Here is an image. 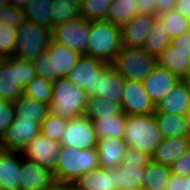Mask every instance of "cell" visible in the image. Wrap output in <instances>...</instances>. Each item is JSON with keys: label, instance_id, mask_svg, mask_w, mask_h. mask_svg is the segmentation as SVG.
I'll return each mask as SVG.
<instances>
[{"label": "cell", "instance_id": "cell-1", "mask_svg": "<svg viewBox=\"0 0 190 190\" xmlns=\"http://www.w3.org/2000/svg\"><path fill=\"white\" fill-rule=\"evenodd\" d=\"M99 167L96 148L80 150L61 146L53 175L56 182L72 185L81 175Z\"/></svg>", "mask_w": 190, "mask_h": 190}, {"label": "cell", "instance_id": "cell-2", "mask_svg": "<svg viewBox=\"0 0 190 190\" xmlns=\"http://www.w3.org/2000/svg\"><path fill=\"white\" fill-rule=\"evenodd\" d=\"M120 27L110 21H90L86 56L111 64L122 49Z\"/></svg>", "mask_w": 190, "mask_h": 190}, {"label": "cell", "instance_id": "cell-3", "mask_svg": "<svg viewBox=\"0 0 190 190\" xmlns=\"http://www.w3.org/2000/svg\"><path fill=\"white\" fill-rule=\"evenodd\" d=\"M36 76L34 65L16 56L0 60V100L14 102Z\"/></svg>", "mask_w": 190, "mask_h": 190}, {"label": "cell", "instance_id": "cell-4", "mask_svg": "<svg viewBox=\"0 0 190 190\" xmlns=\"http://www.w3.org/2000/svg\"><path fill=\"white\" fill-rule=\"evenodd\" d=\"M87 99L85 90L74 85L66 77H59L52 82L50 112L65 120L78 118L84 115Z\"/></svg>", "mask_w": 190, "mask_h": 190}, {"label": "cell", "instance_id": "cell-5", "mask_svg": "<svg viewBox=\"0 0 190 190\" xmlns=\"http://www.w3.org/2000/svg\"><path fill=\"white\" fill-rule=\"evenodd\" d=\"M123 139L129 148L151 157L162 142L154 114L127 115Z\"/></svg>", "mask_w": 190, "mask_h": 190}, {"label": "cell", "instance_id": "cell-6", "mask_svg": "<svg viewBox=\"0 0 190 190\" xmlns=\"http://www.w3.org/2000/svg\"><path fill=\"white\" fill-rule=\"evenodd\" d=\"M124 80L143 81L158 65L157 58L143 48L123 46L110 64Z\"/></svg>", "mask_w": 190, "mask_h": 190}, {"label": "cell", "instance_id": "cell-7", "mask_svg": "<svg viewBox=\"0 0 190 190\" xmlns=\"http://www.w3.org/2000/svg\"><path fill=\"white\" fill-rule=\"evenodd\" d=\"M51 40V29L25 20L17 28L15 56L32 62L48 50Z\"/></svg>", "mask_w": 190, "mask_h": 190}, {"label": "cell", "instance_id": "cell-8", "mask_svg": "<svg viewBox=\"0 0 190 190\" xmlns=\"http://www.w3.org/2000/svg\"><path fill=\"white\" fill-rule=\"evenodd\" d=\"M150 159L146 153L128 148L122 163L116 167V189L138 190L144 187L146 165Z\"/></svg>", "mask_w": 190, "mask_h": 190}, {"label": "cell", "instance_id": "cell-9", "mask_svg": "<svg viewBox=\"0 0 190 190\" xmlns=\"http://www.w3.org/2000/svg\"><path fill=\"white\" fill-rule=\"evenodd\" d=\"M89 31L90 20L79 15L57 23L52 29V40L68 46L80 55H86Z\"/></svg>", "mask_w": 190, "mask_h": 190}, {"label": "cell", "instance_id": "cell-10", "mask_svg": "<svg viewBox=\"0 0 190 190\" xmlns=\"http://www.w3.org/2000/svg\"><path fill=\"white\" fill-rule=\"evenodd\" d=\"M109 65L99 59L81 55L66 78L74 85L85 90L88 97L96 98L97 80L101 78L103 71Z\"/></svg>", "mask_w": 190, "mask_h": 190}, {"label": "cell", "instance_id": "cell-11", "mask_svg": "<svg viewBox=\"0 0 190 190\" xmlns=\"http://www.w3.org/2000/svg\"><path fill=\"white\" fill-rule=\"evenodd\" d=\"M60 145L80 150L96 148L97 137L92 120L84 115L67 120Z\"/></svg>", "mask_w": 190, "mask_h": 190}, {"label": "cell", "instance_id": "cell-12", "mask_svg": "<svg viewBox=\"0 0 190 190\" xmlns=\"http://www.w3.org/2000/svg\"><path fill=\"white\" fill-rule=\"evenodd\" d=\"M40 122L14 116L11 126L1 137L6 151L22 152L29 142L40 134Z\"/></svg>", "mask_w": 190, "mask_h": 190}, {"label": "cell", "instance_id": "cell-13", "mask_svg": "<svg viewBox=\"0 0 190 190\" xmlns=\"http://www.w3.org/2000/svg\"><path fill=\"white\" fill-rule=\"evenodd\" d=\"M121 110L126 115L153 114L155 105L144 89L142 81L125 80Z\"/></svg>", "mask_w": 190, "mask_h": 190}, {"label": "cell", "instance_id": "cell-14", "mask_svg": "<svg viewBox=\"0 0 190 190\" xmlns=\"http://www.w3.org/2000/svg\"><path fill=\"white\" fill-rule=\"evenodd\" d=\"M60 148V143L39 134L29 142L22 154L24 158L35 161L44 168L54 172Z\"/></svg>", "mask_w": 190, "mask_h": 190}, {"label": "cell", "instance_id": "cell-15", "mask_svg": "<svg viewBox=\"0 0 190 190\" xmlns=\"http://www.w3.org/2000/svg\"><path fill=\"white\" fill-rule=\"evenodd\" d=\"M55 182L53 172L27 158H22L20 190H44Z\"/></svg>", "mask_w": 190, "mask_h": 190}, {"label": "cell", "instance_id": "cell-16", "mask_svg": "<svg viewBox=\"0 0 190 190\" xmlns=\"http://www.w3.org/2000/svg\"><path fill=\"white\" fill-rule=\"evenodd\" d=\"M47 51L50 54L51 82L66 77L81 56L68 46L53 40Z\"/></svg>", "mask_w": 190, "mask_h": 190}, {"label": "cell", "instance_id": "cell-17", "mask_svg": "<svg viewBox=\"0 0 190 190\" xmlns=\"http://www.w3.org/2000/svg\"><path fill=\"white\" fill-rule=\"evenodd\" d=\"M179 81L180 79L167 68L157 65L142 83L151 101L156 105Z\"/></svg>", "mask_w": 190, "mask_h": 190}, {"label": "cell", "instance_id": "cell-18", "mask_svg": "<svg viewBox=\"0 0 190 190\" xmlns=\"http://www.w3.org/2000/svg\"><path fill=\"white\" fill-rule=\"evenodd\" d=\"M154 16L136 14L120 27L122 46L143 48Z\"/></svg>", "mask_w": 190, "mask_h": 190}, {"label": "cell", "instance_id": "cell-19", "mask_svg": "<svg viewBox=\"0 0 190 190\" xmlns=\"http://www.w3.org/2000/svg\"><path fill=\"white\" fill-rule=\"evenodd\" d=\"M190 110V98L187 81L180 80L155 105L154 112L186 115Z\"/></svg>", "mask_w": 190, "mask_h": 190}, {"label": "cell", "instance_id": "cell-20", "mask_svg": "<svg viewBox=\"0 0 190 190\" xmlns=\"http://www.w3.org/2000/svg\"><path fill=\"white\" fill-rule=\"evenodd\" d=\"M23 154L18 151H5L0 158V188L20 190V175Z\"/></svg>", "mask_w": 190, "mask_h": 190}, {"label": "cell", "instance_id": "cell-21", "mask_svg": "<svg viewBox=\"0 0 190 190\" xmlns=\"http://www.w3.org/2000/svg\"><path fill=\"white\" fill-rule=\"evenodd\" d=\"M124 139L106 137L97 140V154L100 167L114 169L118 167L128 149Z\"/></svg>", "mask_w": 190, "mask_h": 190}, {"label": "cell", "instance_id": "cell-22", "mask_svg": "<svg viewBox=\"0 0 190 190\" xmlns=\"http://www.w3.org/2000/svg\"><path fill=\"white\" fill-rule=\"evenodd\" d=\"M72 186L76 190H117L116 168L104 169L99 167L94 171L84 173Z\"/></svg>", "mask_w": 190, "mask_h": 190}, {"label": "cell", "instance_id": "cell-23", "mask_svg": "<svg viewBox=\"0 0 190 190\" xmlns=\"http://www.w3.org/2000/svg\"><path fill=\"white\" fill-rule=\"evenodd\" d=\"M158 65L167 68L180 80L190 75V51L177 50L170 44L158 57Z\"/></svg>", "mask_w": 190, "mask_h": 190}, {"label": "cell", "instance_id": "cell-24", "mask_svg": "<svg viewBox=\"0 0 190 190\" xmlns=\"http://www.w3.org/2000/svg\"><path fill=\"white\" fill-rule=\"evenodd\" d=\"M125 80L122 76L109 65L98 78L96 84V97H102L105 100H113L121 103Z\"/></svg>", "mask_w": 190, "mask_h": 190}, {"label": "cell", "instance_id": "cell-25", "mask_svg": "<svg viewBox=\"0 0 190 190\" xmlns=\"http://www.w3.org/2000/svg\"><path fill=\"white\" fill-rule=\"evenodd\" d=\"M190 147V137L175 136L162 139L151 159L164 165H172Z\"/></svg>", "mask_w": 190, "mask_h": 190}, {"label": "cell", "instance_id": "cell-26", "mask_svg": "<svg viewBox=\"0 0 190 190\" xmlns=\"http://www.w3.org/2000/svg\"><path fill=\"white\" fill-rule=\"evenodd\" d=\"M162 139L175 136L190 137V130L185 115L153 113Z\"/></svg>", "mask_w": 190, "mask_h": 190}, {"label": "cell", "instance_id": "cell-27", "mask_svg": "<svg viewBox=\"0 0 190 190\" xmlns=\"http://www.w3.org/2000/svg\"><path fill=\"white\" fill-rule=\"evenodd\" d=\"M53 0H30L22 8L25 20L37 23L47 29H53L52 21Z\"/></svg>", "mask_w": 190, "mask_h": 190}, {"label": "cell", "instance_id": "cell-28", "mask_svg": "<svg viewBox=\"0 0 190 190\" xmlns=\"http://www.w3.org/2000/svg\"><path fill=\"white\" fill-rule=\"evenodd\" d=\"M12 103L15 116L20 119L38 121L41 123L50 112L49 104L31 99L24 94Z\"/></svg>", "mask_w": 190, "mask_h": 190}, {"label": "cell", "instance_id": "cell-29", "mask_svg": "<svg viewBox=\"0 0 190 190\" xmlns=\"http://www.w3.org/2000/svg\"><path fill=\"white\" fill-rule=\"evenodd\" d=\"M126 114L123 112L100 119H92L97 140L106 137L124 138Z\"/></svg>", "mask_w": 190, "mask_h": 190}, {"label": "cell", "instance_id": "cell-30", "mask_svg": "<svg viewBox=\"0 0 190 190\" xmlns=\"http://www.w3.org/2000/svg\"><path fill=\"white\" fill-rule=\"evenodd\" d=\"M171 44V39L164 29L162 21L156 16L151 29L146 35L143 49L156 58Z\"/></svg>", "mask_w": 190, "mask_h": 190}, {"label": "cell", "instance_id": "cell-31", "mask_svg": "<svg viewBox=\"0 0 190 190\" xmlns=\"http://www.w3.org/2000/svg\"><path fill=\"white\" fill-rule=\"evenodd\" d=\"M171 167L150 159L146 165L144 187L149 190H165Z\"/></svg>", "mask_w": 190, "mask_h": 190}, {"label": "cell", "instance_id": "cell-32", "mask_svg": "<svg viewBox=\"0 0 190 190\" xmlns=\"http://www.w3.org/2000/svg\"><path fill=\"white\" fill-rule=\"evenodd\" d=\"M121 104L113 100H105L102 97H88L84 116L92 119H100L121 113Z\"/></svg>", "mask_w": 190, "mask_h": 190}, {"label": "cell", "instance_id": "cell-33", "mask_svg": "<svg viewBox=\"0 0 190 190\" xmlns=\"http://www.w3.org/2000/svg\"><path fill=\"white\" fill-rule=\"evenodd\" d=\"M137 13V0H114L109 7L107 19L121 27Z\"/></svg>", "mask_w": 190, "mask_h": 190}, {"label": "cell", "instance_id": "cell-34", "mask_svg": "<svg viewBox=\"0 0 190 190\" xmlns=\"http://www.w3.org/2000/svg\"><path fill=\"white\" fill-rule=\"evenodd\" d=\"M157 17L162 21L171 40L190 30V21L176 9L157 15Z\"/></svg>", "mask_w": 190, "mask_h": 190}, {"label": "cell", "instance_id": "cell-35", "mask_svg": "<svg viewBox=\"0 0 190 190\" xmlns=\"http://www.w3.org/2000/svg\"><path fill=\"white\" fill-rule=\"evenodd\" d=\"M23 94L31 99L50 105L52 101V82L36 75L35 78L23 88Z\"/></svg>", "mask_w": 190, "mask_h": 190}, {"label": "cell", "instance_id": "cell-36", "mask_svg": "<svg viewBox=\"0 0 190 190\" xmlns=\"http://www.w3.org/2000/svg\"><path fill=\"white\" fill-rule=\"evenodd\" d=\"M66 124L67 120L49 112L40 124V134L60 143Z\"/></svg>", "mask_w": 190, "mask_h": 190}, {"label": "cell", "instance_id": "cell-37", "mask_svg": "<svg viewBox=\"0 0 190 190\" xmlns=\"http://www.w3.org/2000/svg\"><path fill=\"white\" fill-rule=\"evenodd\" d=\"M114 0H83L80 7V15L87 20H104L110 5Z\"/></svg>", "mask_w": 190, "mask_h": 190}, {"label": "cell", "instance_id": "cell-38", "mask_svg": "<svg viewBox=\"0 0 190 190\" xmlns=\"http://www.w3.org/2000/svg\"><path fill=\"white\" fill-rule=\"evenodd\" d=\"M80 15V8L70 0H53L52 21L57 23L67 21Z\"/></svg>", "mask_w": 190, "mask_h": 190}, {"label": "cell", "instance_id": "cell-39", "mask_svg": "<svg viewBox=\"0 0 190 190\" xmlns=\"http://www.w3.org/2000/svg\"><path fill=\"white\" fill-rule=\"evenodd\" d=\"M17 38V29L0 25V58H10L15 56V45Z\"/></svg>", "mask_w": 190, "mask_h": 190}, {"label": "cell", "instance_id": "cell-40", "mask_svg": "<svg viewBox=\"0 0 190 190\" xmlns=\"http://www.w3.org/2000/svg\"><path fill=\"white\" fill-rule=\"evenodd\" d=\"M23 21H25V17L21 9L0 0V25L6 24L8 27L17 29Z\"/></svg>", "mask_w": 190, "mask_h": 190}, {"label": "cell", "instance_id": "cell-41", "mask_svg": "<svg viewBox=\"0 0 190 190\" xmlns=\"http://www.w3.org/2000/svg\"><path fill=\"white\" fill-rule=\"evenodd\" d=\"M14 116L13 103L11 101L0 100V137L11 126Z\"/></svg>", "mask_w": 190, "mask_h": 190}, {"label": "cell", "instance_id": "cell-42", "mask_svg": "<svg viewBox=\"0 0 190 190\" xmlns=\"http://www.w3.org/2000/svg\"><path fill=\"white\" fill-rule=\"evenodd\" d=\"M50 54L48 51L43 52L36 57L32 63L37 76L51 82Z\"/></svg>", "mask_w": 190, "mask_h": 190}, {"label": "cell", "instance_id": "cell-43", "mask_svg": "<svg viewBox=\"0 0 190 190\" xmlns=\"http://www.w3.org/2000/svg\"><path fill=\"white\" fill-rule=\"evenodd\" d=\"M171 173L180 175L181 177H188L190 175V147L180 158L173 162Z\"/></svg>", "mask_w": 190, "mask_h": 190}, {"label": "cell", "instance_id": "cell-44", "mask_svg": "<svg viewBox=\"0 0 190 190\" xmlns=\"http://www.w3.org/2000/svg\"><path fill=\"white\" fill-rule=\"evenodd\" d=\"M165 190H188L187 177L171 173Z\"/></svg>", "mask_w": 190, "mask_h": 190}, {"label": "cell", "instance_id": "cell-45", "mask_svg": "<svg viewBox=\"0 0 190 190\" xmlns=\"http://www.w3.org/2000/svg\"><path fill=\"white\" fill-rule=\"evenodd\" d=\"M137 13L156 17L155 0H137Z\"/></svg>", "mask_w": 190, "mask_h": 190}, {"label": "cell", "instance_id": "cell-46", "mask_svg": "<svg viewBox=\"0 0 190 190\" xmlns=\"http://www.w3.org/2000/svg\"><path fill=\"white\" fill-rule=\"evenodd\" d=\"M171 44L177 50L190 51V30L171 40Z\"/></svg>", "mask_w": 190, "mask_h": 190}, {"label": "cell", "instance_id": "cell-47", "mask_svg": "<svg viewBox=\"0 0 190 190\" xmlns=\"http://www.w3.org/2000/svg\"><path fill=\"white\" fill-rule=\"evenodd\" d=\"M176 2L177 0H155L156 14L160 15L174 9Z\"/></svg>", "mask_w": 190, "mask_h": 190}, {"label": "cell", "instance_id": "cell-48", "mask_svg": "<svg viewBox=\"0 0 190 190\" xmlns=\"http://www.w3.org/2000/svg\"><path fill=\"white\" fill-rule=\"evenodd\" d=\"M174 9L178 10L190 21V0H177Z\"/></svg>", "mask_w": 190, "mask_h": 190}, {"label": "cell", "instance_id": "cell-49", "mask_svg": "<svg viewBox=\"0 0 190 190\" xmlns=\"http://www.w3.org/2000/svg\"><path fill=\"white\" fill-rule=\"evenodd\" d=\"M7 4L14 6L17 9H21L27 4L30 0H4Z\"/></svg>", "mask_w": 190, "mask_h": 190}, {"label": "cell", "instance_id": "cell-50", "mask_svg": "<svg viewBox=\"0 0 190 190\" xmlns=\"http://www.w3.org/2000/svg\"><path fill=\"white\" fill-rule=\"evenodd\" d=\"M44 190H64V183L55 181L51 186L47 187Z\"/></svg>", "mask_w": 190, "mask_h": 190}, {"label": "cell", "instance_id": "cell-51", "mask_svg": "<svg viewBox=\"0 0 190 190\" xmlns=\"http://www.w3.org/2000/svg\"><path fill=\"white\" fill-rule=\"evenodd\" d=\"M64 190H76L71 184L64 183Z\"/></svg>", "mask_w": 190, "mask_h": 190}, {"label": "cell", "instance_id": "cell-52", "mask_svg": "<svg viewBox=\"0 0 190 190\" xmlns=\"http://www.w3.org/2000/svg\"><path fill=\"white\" fill-rule=\"evenodd\" d=\"M70 2L75 3L80 8L83 3V0H70Z\"/></svg>", "mask_w": 190, "mask_h": 190}, {"label": "cell", "instance_id": "cell-53", "mask_svg": "<svg viewBox=\"0 0 190 190\" xmlns=\"http://www.w3.org/2000/svg\"><path fill=\"white\" fill-rule=\"evenodd\" d=\"M185 117H186V121H187V124H188V128L190 130V110L187 112Z\"/></svg>", "mask_w": 190, "mask_h": 190}, {"label": "cell", "instance_id": "cell-54", "mask_svg": "<svg viewBox=\"0 0 190 190\" xmlns=\"http://www.w3.org/2000/svg\"><path fill=\"white\" fill-rule=\"evenodd\" d=\"M187 187L190 190V175L187 177Z\"/></svg>", "mask_w": 190, "mask_h": 190}, {"label": "cell", "instance_id": "cell-55", "mask_svg": "<svg viewBox=\"0 0 190 190\" xmlns=\"http://www.w3.org/2000/svg\"><path fill=\"white\" fill-rule=\"evenodd\" d=\"M187 89H188L189 98H190V82H187Z\"/></svg>", "mask_w": 190, "mask_h": 190}, {"label": "cell", "instance_id": "cell-56", "mask_svg": "<svg viewBox=\"0 0 190 190\" xmlns=\"http://www.w3.org/2000/svg\"><path fill=\"white\" fill-rule=\"evenodd\" d=\"M5 148H0V158H1V155L5 152Z\"/></svg>", "mask_w": 190, "mask_h": 190}, {"label": "cell", "instance_id": "cell-57", "mask_svg": "<svg viewBox=\"0 0 190 190\" xmlns=\"http://www.w3.org/2000/svg\"><path fill=\"white\" fill-rule=\"evenodd\" d=\"M0 148H4V146L2 145V142H1V137H0Z\"/></svg>", "mask_w": 190, "mask_h": 190}, {"label": "cell", "instance_id": "cell-58", "mask_svg": "<svg viewBox=\"0 0 190 190\" xmlns=\"http://www.w3.org/2000/svg\"><path fill=\"white\" fill-rule=\"evenodd\" d=\"M138 190H149V189H146V188L142 187V188H139Z\"/></svg>", "mask_w": 190, "mask_h": 190}, {"label": "cell", "instance_id": "cell-59", "mask_svg": "<svg viewBox=\"0 0 190 190\" xmlns=\"http://www.w3.org/2000/svg\"><path fill=\"white\" fill-rule=\"evenodd\" d=\"M186 81H187V82H190V75H189V77L186 79Z\"/></svg>", "mask_w": 190, "mask_h": 190}]
</instances>
